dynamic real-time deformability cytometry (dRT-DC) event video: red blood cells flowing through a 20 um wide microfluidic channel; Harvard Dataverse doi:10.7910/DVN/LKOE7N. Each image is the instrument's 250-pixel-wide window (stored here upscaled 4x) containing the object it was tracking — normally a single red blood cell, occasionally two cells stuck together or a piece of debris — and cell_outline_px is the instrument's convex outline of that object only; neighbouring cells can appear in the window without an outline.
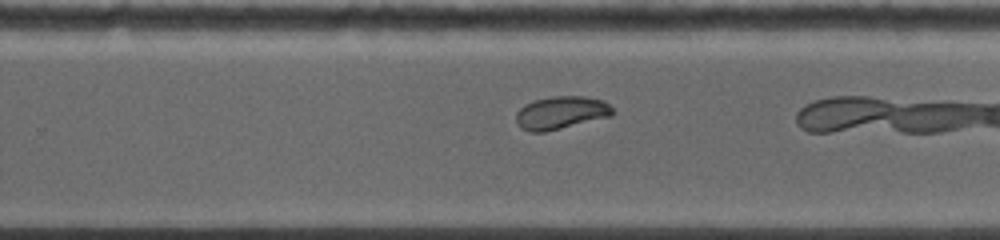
{"species": "common noctule bat (a hibernating species)", "species_latin": "Nyctalus noctula", "temperature_condition": "warm", "stored_images_in_passage": 36, "camera_frame_rate_fps": 5000, "um_per_image_px": 0.085, "animal": {"sex": "female", "body_mass_g": 19.0, "forearm_length_mm": 53.3}, "frame": {"image": 1, "passage_image": 27, "time_ms": 6.2, "image_size_px": [1000, 240], "cell_outline_px": [[616, 112], [612, 116], [544, 132], [528, 132], [520, 128], [516, 124], [516, 112], [524, 104], [536, 100], [552, 96], [584, 96], [604, 100]], "centroid_in_image_um": [47.68, 9.58], "position_along_channel_um": 282.1, "area_um2": 18.67}}